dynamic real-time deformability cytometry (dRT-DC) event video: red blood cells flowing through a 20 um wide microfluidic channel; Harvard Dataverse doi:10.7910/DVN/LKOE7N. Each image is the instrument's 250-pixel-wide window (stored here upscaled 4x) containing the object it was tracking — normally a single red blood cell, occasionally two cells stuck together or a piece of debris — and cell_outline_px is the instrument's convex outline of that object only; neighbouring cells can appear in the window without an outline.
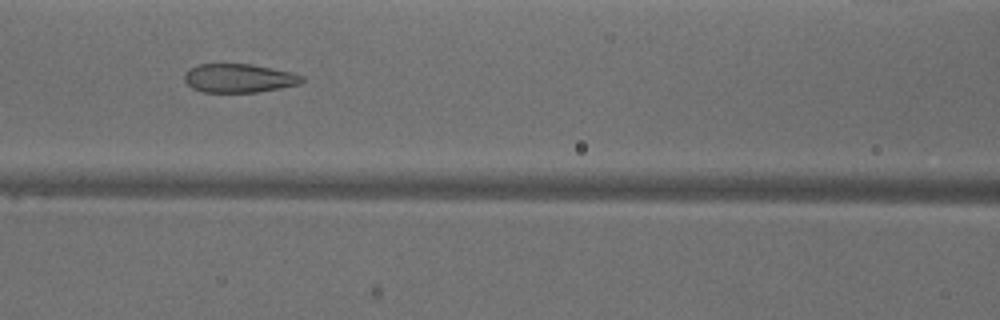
{"species": "common noctule bat (a hibernating species)", "species_latin": "Nyctalus noctula", "temperature_condition": "warm", "stored_images_in_passage": 40, "segment_of_instrument_passage": [1, 2], "camera_frame_rate_fps": 3000, "um_per_image_px": 0.085, "animal": {"sex": "male", "body_mass_g": 18.8}, "frame": {"image": 1, "passage_image": 17, "time_ms": 5.333, "image_size_px": [1000, 320], "cell_outline_px": [[304, 80], [300, 84], [256, 92], [204, 92], [192, 88], [184, 80], [184, 76], [188, 68], [200, 64], [252, 64], [292, 72], [304, 76]], "centroid_in_image_um": [20.31, 6.64], "position_along_channel_um": 146.3, "area_um2": 19.65}}
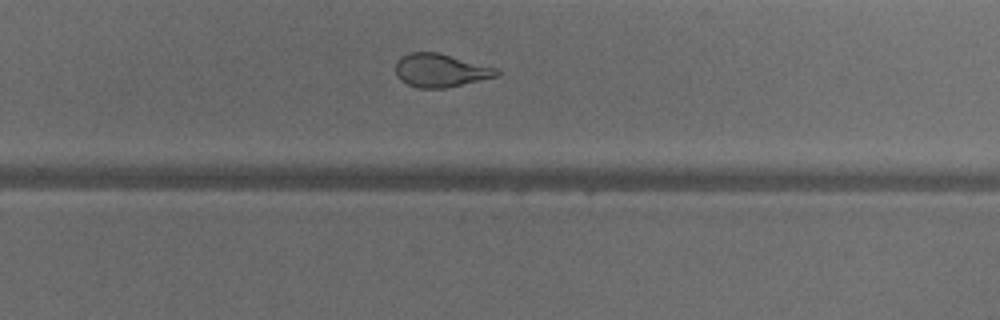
{"frame": {"image": 2, "passage_image": 28, "time_ms": 9.0, "image_size_px": [1000, 320], "cell_outline_px": [[500, 72], [496, 76], [444, 88], [420, 88], [408, 84], [400, 80], [396, 76], [396, 60], [400, 56], [408, 52], [440, 52], [496, 68]], "centroid_in_image_um": [37.38, 5.96], "position_along_channel_um": 292.4, "area_um2": 19.54}}
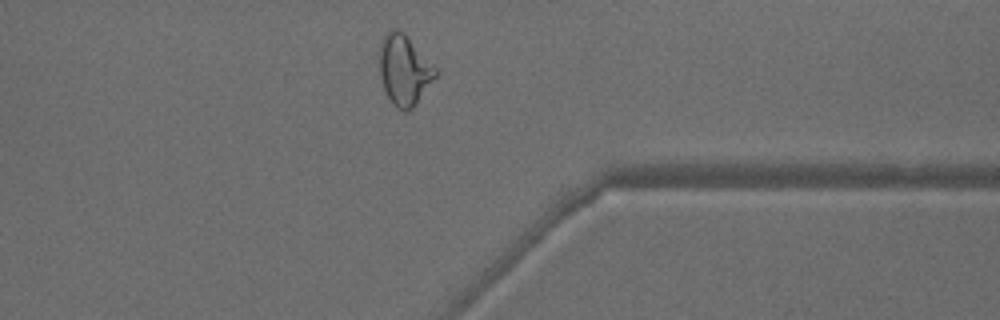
{"frame": {"image": 3, "passage_image": 35, "time_ms": 11.333, "image_size_px": [1000, 320], "cell_outline_px": [[436, 76], [412, 108], [408, 112], [404, 112], [396, 108], [392, 104], [384, 88], [380, 76], [380, 40], [384, 32], [388, 28], [396, 28], [404, 32], [436, 68]], "centroid_in_image_um": [34.32, 5.91], "position_along_channel_um": 377.1, "area_um2": 22.89}}